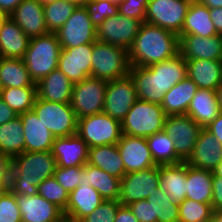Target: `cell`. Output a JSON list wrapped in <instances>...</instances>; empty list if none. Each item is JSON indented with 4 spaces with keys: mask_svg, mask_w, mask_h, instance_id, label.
Returning a JSON list of instances; mask_svg holds the SVG:
<instances>
[{
    "mask_svg": "<svg viewBox=\"0 0 222 222\" xmlns=\"http://www.w3.org/2000/svg\"><path fill=\"white\" fill-rule=\"evenodd\" d=\"M179 53V36L159 26L143 22L128 49L130 66L147 67Z\"/></svg>",
    "mask_w": 222,
    "mask_h": 222,
    "instance_id": "1",
    "label": "cell"
},
{
    "mask_svg": "<svg viewBox=\"0 0 222 222\" xmlns=\"http://www.w3.org/2000/svg\"><path fill=\"white\" fill-rule=\"evenodd\" d=\"M56 167V159L51 151H24L11 159L8 189L15 195H36L38 185L52 177Z\"/></svg>",
    "mask_w": 222,
    "mask_h": 222,
    "instance_id": "2",
    "label": "cell"
},
{
    "mask_svg": "<svg viewBox=\"0 0 222 222\" xmlns=\"http://www.w3.org/2000/svg\"><path fill=\"white\" fill-rule=\"evenodd\" d=\"M61 49L56 33L49 32L30 39L23 60L35 83L58 68Z\"/></svg>",
    "mask_w": 222,
    "mask_h": 222,
    "instance_id": "3",
    "label": "cell"
},
{
    "mask_svg": "<svg viewBox=\"0 0 222 222\" xmlns=\"http://www.w3.org/2000/svg\"><path fill=\"white\" fill-rule=\"evenodd\" d=\"M166 117L161 104L138 99L121 121L122 134L147 138L164 130Z\"/></svg>",
    "mask_w": 222,
    "mask_h": 222,
    "instance_id": "4",
    "label": "cell"
},
{
    "mask_svg": "<svg viewBox=\"0 0 222 222\" xmlns=\"http://www.w3.org/2000/svg\"><path fill=\"white\" fill-rule=\"evenodd\" d=\"M91 61L92 77L112 81L129 75L128 50L123 47L97 40L93 42Z\"/></svg>",
    "mask_w": 222,
    "mask_h": 222,
    "instance_id": "5",
    "label": "cell"
},
{
    "mask_svg": "<svg viewBox=\"0 0 222 222\" xmlns=\"http://www.w3.org/2000/svg\"><path fill=\"white\" fill-rule=\"evenodd\" d=\"M77 134L88 147L115 145L122 135L121 122L105 112L77 119Z\"/></svg>",
    "mask_w": 222,
    "mask_h": 222,
    "instance_id": "6",
    "label": "cell"
},
{
    "mask_svg": "<svg viewBox=\"0 0 222 222\" xmlns=\"http://www.w3.org/2000/svg\"><path fill=\"white\" fill-rule=\"evenodd\" d=\"M32 110L55 138L77 134V118L70 103L36 98Z\"/></svg>",
    "mask_w": 222,
    "mask_h": 222,
    "instance_id": "7",
    "label": "cell"
},
{
    "mask_svg": "<svg viewBox=\"0 0 222 222\" xmlns=\"http://www.w3.org/2000/svg\"><path fill=\"white\" fill-rule=\"evenodd\" d=\"M107 83L89 76L73 84L70 104L77 119L103 112Z\"/></svg>",
    "mask_w": 222,
    "mask_h": 222,
    "instance_id": "8",
    "label": "cell"
},
{
    "mask_svg": "<svg viewBox=\"0 0 222 222\" xmlns=\"http://www.w3.org/2000/svg\"><path fill=\"white\" fill-rule=\"evenodd\" d=\"M192 0H148L145 22L180 35Z\"/></svg>",
    "mask_w": 222,
    "mask_h": 222,
    "instance_id": "9",
    "label": "cell"
},
{
    "mask_svg": "<svg viewBox=\"0 0 222 222\" xmlns=\"http://www.w3.org/2000/svg\"><path fill=\"white\" fill-rule=\"evenodd\" d=\"M159 187V165L145 170L130 172L121 179L119 202L122 206L145 200L156 194Z\"/></svg>",
    "mask_w": 222,
    "mask_h": 222,
    "instance_id": "10",
    "label": "cell"
},
{
    "mask_svg": "<svg viewBox=\"0 0 222 222\" xmlns=\"http://www.w3.org/2000/svg\"><path fill=\"white\" fill-rule=\"evenodd\" d=\"M56 35L62 48H76L97 41L96 27L92 24L84 6L76 7Z\"/></svg>",
    "mask_w": 222,
    "mask_h": 222,
    "instance_id": "11",
    "label": "cell"
},
{
    "mask_svg": "<svg viewBox=\"0 0 222 222\" xmlns=\"http://www.w3.org/2000/svg\"><path fill=\"white\" fill-rule=\"evenodd\" d=\"M202 127L188 115H169L164 131L175 142L177 156L186 162L191 156Z\"/></svg>",
    "mask_w": 222,
    "mask_h": 222,
    "instance_id": "12",
    "label": "cell"
},
{
    "mask_svg": "<svg viewBox=\"0 0 222 222\" xmlns=\"http://www.w3.org/2000/svg\"><path fill=\"white\" fill-rule=\"evenodd\" d=\"M137 100L135 84L130 75L108 81L103 112L121 122Z\"/></svg>",
    "mask_w": 222,
    "mask_h": 222,
    "instance_id": "13",
    "label": "cell"
},
{
    "mask_svg": "<svg viewBox=\"0 0 222 222\" xmlns=\"http://www.w3.org/2000/svg\"><path fill=\"white\" fill-rule=\"evenodd\" d=\"M141 22L117 13L105 19L97 28V40L128 50L138 34Z\"/></svg>",
    "mask_w": 222,
    "mask_h": 222,
    "instance_id": "14",
    "label": "cell"
},
{
    "mask_svg": "<svg viewBox=\"0 0 222 222\" xmlns=\"http://www.w3.org/2000/svg\"><path fill=\"white\" fill-rule=\"evenodd\" d=\"M93 43L78 47L62 48L58 60V69L73 83H79L91 76Z\"/></svg>",
    "mask_w": 222,
    "mask_h": 222,
    "instance_id": "15",
    "label": "cell"
},
{
    "mask_svg": "<svg viewBox=\"0 0 222 222\" xmlns=\"http://www.w3.org/2000/svg\"><path fill=\"white\" fill-rule=\"evenodd\" d=\"M117 148L126 174L156 166L146 138L122 134Z\"/></svg>",
    "mask_w": 222,
    "mask_h": 222,
    "instance_id": "16",
    "label": "cell"
},
{
    "mask_svg": "<svg viewBox=\"0 0 222 222\" xmlns=\"http://www.w3.org/2000/svg\"><path fill=\"white\" fill-rule=\"evenodd\" d=\"M16 202L22 222H61L65 218L61 208L38 193L32 196L16 195Z\"/></svg>",
    "mask_w": 222,
    "mask_h": 222,
    "instance_id": "17",
    "label": "cell"
},
{
    "mask_svg": "<svg viewBox=\"0 0 222 222\" xmlns=\"http://www.w3.org/2000/svg\"><path fill=\"white\" fill-rule=\"evenodd\" d=\"M179 53L185 60L206 59L222 61V35L200 37L179 36Z\"/></svg>",
    "mask_w": 222,
    "mask_h": 222,
    "instance_id": "18",
    "label": "cell"
},
{
    "mask_svg": "<svg viewBox=\"0 0 222 222\" xmlns=\"http://www.w3.org/2000/svg\"><path fill=\"white\" fill-rule=\"evenodd\" d=\"M51 152L58 167H74L87 163L89 147L78 134H74L55 138Z\"/></svg>",
    "mask_w": 222,
    "mask_h": 222,
    "instance_id": "19",
    "label": "cell"
},
{
    "mask_svg": "<svg viewBox=\"0 0 222 222\" xmlns=\"http://www.w3.org/2000/svg\"><path fill=\"white\" fill-rule=\"evenodd\" d=\"M9 17L31 39L48 34L43 5L37 0H24Z\"/></svg>",
    "mask_w": 222,
    "mask_h": 222,
    "instance_id": "20",
    "label": "cell"
},
{
    "mask_svg": "<svg viewBox=\"0 0 222 222\" xmlns=\"http://www.w3.org/2000/svg\"><path fill=\"white\" fill-rule=\"evenodd\" d=\"M222 160V144L206 128H202L195 148L186 161L188 166L213 171Z\"/></svg>",
    "mask_w": 222,
    "mask_h": 222,
    "instance_id": "21",
    "label": "cell"
},
{
    "mask_svg": "<svg viewBox=\"0 0 222 222\" xmlns=\"http://www.w3.org/2000/svg\"><path fill=\"white\" fill-rule=\"evenodd\" d=\"M129 75L134 81L139 100L162 103L166 92L162 91L161 69L130 66Z\"/></svg>",
    "mask_w": 222,
    "mask_h": 222,
    "instance_id": "22",
    "label": "cell"
},
{
    "mask_svg": "<svg viewBox=\"0 0 222 222\" xmlns=\"http://www.w3.org/2000/svg\"><path fill=\"white\" fill-rule=\"evenodd\" d=\"M103 201L104 198L91 185L80 184L69 193L66 209L63 211L64 216L66 219L80 222Z\"/></svg>",
    "mask_w": 222,
    "mask_h": 222,
    "instance_id": "23",
    "label": "cell"
},
{
    "mask_svg": "<svg viewBox=\"0 0 222 222\" xmlns=\"http://www.w3.org/2000/svg\"><path fill=\"white\" fill-rule=\"evenodd\" d=\"M24 130L25 151H51L55 137L33 110L18 115Z\"/></svg>",
    "mask_w": 222,
    "mask_h": 222,
    "instance_id": "24",
    "label": "cell"
},
{
    "mask_svg": "<svg viewBox=\"0 0 222 222\" xmlns=\"http://www.w3.org/2000/svg\"><path fill=\"white\" fill-rule=\"evenodd\" d=\"M187 76L199 89L216 91L222 84V61L186 60Z\"/></svg>",
    "mask_w": 222,
    "mask_h": 222,
    "instance_id": "25",
    "label": "cell"
},
{
    "mask_svg": "<svg viewBox=\"0 0 222 222\" xmlns=\"http://www.w3.org/2000/svg\"><path fill=\"white\" fill-rule=\"evenodd\" d=\"M37 97L44 101L70 103L73 83L58 68L36 83Z\"/></svg>",
    "mask_w": 222,
    "mask_h": 222,
    "instance_id": "26",
    "label": "cell"
},
{
    "mask_svg": "<svg viewBox=\"0 0 222 222\" xmlns=\"http://www.w3.org/2000/svg\"><path fill=\"white\" fill-rule=\"evenodd\" d=\"M187 163L159 165V187L167 192L172 202L186 198Z\"/></svg>",
    "mask_w": 222,
    "mask_h": 222,
    "instance_id": "27",
    "label": "cell"
},
{
    "mask_svg": "<svg viewBox=\"0 0 222 222\" xmlns=\"http://www.w3.org/2000/svg\"><path fill=\"white\" fill-rule=\"evenodd\" d=\"M29 42L30 38L8 17L0 32V57L23 59Z\"/></svg>",
    "mask_w": 222,
    "mask_h": 222,
    "instance_id": "28",
    "label": "cell"
},
{
    "mask_svg": "<svg viewBox=\"0 0 222 222\" xmlns=\"http://www.w3.org/2000/svg\"><path fill=\"white\" fill-rule=\"evenodd\" d=\"M198 90L197 85L186 76L165 93L161 106L167 116L186 115L189 104Z\"/></svg>",
    "mask_w": 222,
    "mask_h": 222,
    "instance_id": "29",
    "label": "cell"
},
{
    "mask_svg": "<svg viewBox=\"0 0 222 222\" xmlns=\"http://www.w3.org/2000/svg\"><path fill=\"white\" fill-rule=\"evenodd\" d=\"M196 35L211 37L218 35L211 20L210 10L198 0H192L179 36Z\"/></svg>",
    "mask_w": 222,
    "mask_h": 222,
    "instance_id": "30",
    "label": "cell"
},
{
    "mask_svg": "<svg viewBox=\"0 0 222 222\" xmlns=\"http://www.w3.org/2000/svg\"><path fill=\"white\" fill-rule=\"evenodd\" d=\"M220 113L216 91L199 89L192 98L187 114L202 128L209 125Z\"/></svg>",
    "mask_w": 222,
    "mask_h": 222,
    "instance_id": "31",
    "label": "cell"
},
{
    "mask_svg": "<svg viewBox=\"0 0 222 222\" xmlns=\"http://www.w3.org/2000/svg\"><path fill=\"white\" fill-rule=\"evenodd\" d=\"M80 184L91 185L105 200H118L121 179L111 176L100 168L85 164L82 168Z\"/></svg>",
    "mask_w": 222,
    "mask_h": 222,
    "instance_id": "32",
    "label": "cell"
},
{
    "mask_svg": "<svg viewBox=\"0 0 222 222\" xmlns=\"http://www.w3.org/2000/svg\"><path fill=\"white\" fill-rule=\"evenodd\" d=\"M87 164L96 166L118 179H122L126 174L117 144L89 148Z\"/></svg>",
    "mask_w": 222,
    "mask_h": 222,
    "instance_id": "33",
    "label": "cell"
},
{
    "mask_svg": "<svg viewBox=\"0 0 222 222\" xmlns=\"http://www.w3.org/2000/svg\"><path fill=\"white\" fill-rule=\"evenodd\" d=\"M0 82L2 88L37 87L21 58L0 57Z\"/></svg>",
    "mask_w": 222,
    "mask_h": 222,
    "instance_id": "34",
    "label": "cell"
},
{
    "mask_svg": "<svg viewBox=\"0 0 222 222\" xmlns=\"http://www.w3.org/2000/svg\"><path fill=\"white\" fill-rule=\"evenodd\" d=\"M213 172L187 165L186 198L201 203H212Z\"/></svg>",
    "mask_w": 222,
    "mask_h": 222,
    "instance_id": "35",
    "label": "cell"
},
{
    "mask_svg": "<svg viewBox=\"0 0 222 222\" xmlns=\"http://www.w3.org/2000/svg\"><path fill=\"white\" fill-rule=\"evenodd\" d=\"M24 130L20 117L0 125V153L11 159L25 151Z\"/></svg>",
    "mask_w": 222,
    "mask_h": 222,
    "instance_id": "36",
    "label": "cell"
},
{
    "mask_svg": "<svg viewBox=\"0 0 222 222\" xmlns=\"http://www.w3.org/2000/svg\"><path fill=\"white\" fill-rule=\"evenodd\" d=\"M146 140L156 165L183 162L175 152V142L164 130L147 137Z\"/></svg>",
    "mask_w": 222,
    "mask_h": 222,
    "instance_id": "37",
    "label": "cell"
},
{
    "mask_svg": "<svg viewBox=\"0 0 222 222\" xmlns=\"http://www.w3.org/2000/svg\"><path fill=\"white\" fill-rule=\"evenodd\" d=\"M161 69L162 91L168 92L174 85L187 76L186 60L178 53L175 57L150 65Z\"/></svg>",
    "mask_w": 222,
    "mask_h": 222,
    "instance_id": "38",
    "label": "cell"
},
{
    "mask_svg": "<svg viewBox=\"0 0 222 222\" xmlns=\"http://www.w3.org/2000/svg\"><path fill=\"white\" fill-rule=\"evenodd\" d=\"M37 98V87L2 88L1 99L18 115L32 110Z\"/></svg>",
    "mask_w": 222,
    "mask_h": 222,
    "instance_id": "39",
    "label": "cell"
},
{
    "mask_svg": "<svg viewBox=\"0 0 222 222\" xmlns=\"http://www.w3.org/2000/svg\"><path fill=\"white\" fill-rule=\"evenodd\" d=\"M147 201L152 206L153 218L158 222H178L179 203L172 202L166 191L160 187L156 188V194H150Z\"/></svg>",
    "mask_w": 222,
    "mask_h": 222,
    "instance_id": "40",
    "label": "cell"
},
{
    "mask_svg": "<svg viewBox=\"0 0 222 222\" xmlns=\"http://www.w3.org/2000/svg\"><path fill=\"white\" fill-rule=\"evenodd\" d=\"M77 5L67 0H54L43 6L48 32L56 33L70 18Z\"/></svg>",
    "mask_w": 222,
    "mask_h": 222,
    "instance_id": "41",
    "label": "cell"
},
{
    "mask_svg": "<svg viewBox=\"0 0 222 222\" xmlns=\"http://www.w3.org/2000/svg\"><path fill=\"white\" fill-rule=\"evenodd\" d=\"M213 212L212 204L185 198L179 203L178 222H208Z\"/></svg>",
    "mask_w": 222,
    "mask_h": 222,
    "instance_id": "42",
    "label": "cell"
},
{
    "mask_svg": "<svg viewBox=\"0 0 222 222\" xmlns=\"http://www.w3.org/2000/svg\"><path fill=\"white\" fill-rule=\"evenodd\" d=\"M37 191L40 196L56 204L63 211L66 209L69 193L56 181L54 176L45 179L38 185Z\"/></svg>",
    "mask_w": 222,
    "mask_h": 222,
    "instance_id": "43",
    "label": "cell"
},
{
    "mask_svg": "<svg viewBox=\"0 0 222 222\" xmlns=\"http://www.w3.org/2000/svg\"><path fill=\"white\" fill-rule=\"evenodd\" d=\"M84 7L87 9L90 20L96 28L108 17L119 13L118 3L109 0H88Z\"/></svg>",
    "mask_w": 222,
    "mask_h": 222,
    "instance_id": "44",
    "label": "cell"
},
{
    "mask_svg": "<svg viewBox=\"0 0 222 222\" xmlns=\"http://www.w3.org/2000/svg\"><path fill=\"white\" fill-rule=\"evenodd\" d=\"M0 222H22L16 195L9 189L0 194Z\"/></svg>",
    "mask_w": 222,
    "mask_h": 222,
    "instance_id": "45",
    "label": "cell"
},
{
    "mask_svg": "<svg viewBox=\"0 0 222 222\" xmlns=\"http://www.w3.org/2000/svg\"><path fill=\"white\" fill-rule=\"evenodd\" d=\"M81 166L74 167H56L54 178L56 181L68 192H72L80 185L82 180V168Z\"/></svg>",
    "mask_w": 222,
    "mask_h": 222,
    "instance_id": "46",
    "label": "cell"
},
{
    "mask_svg": "<svg viewBox=\"0 0 222 222\" xmlns=\"http://www.w3.org/2000/svg\"><path fill=\"white\" fill-rule=\"evenodd\" d=\"M121 206L119 200H105L80 222H114L118 208Z\"/></svg>",
    "mask_w": 222,
    "mask_h": 222,
    "instance_id": "47",
    "label": "cell"
},
{
    "mask_svg": "<svg viewBox=\"0 0 222 222\" xmlns=\"http://www.w3.org/2000/svg\"><path fill=\"white\" fill-rule=\"evenodd\" d=\"M148 0H121L118 3L119 14L145 22Z\"/></svg>",
    "mask_w": 222,
    "mask_h": 222,
    "instance_id": "48",
    "label": "cell"
},
{
    "mask_svg": "<svg viewBox=\"0 0 222 222\" xmlns=\"http://www.w3.org/2000/svg\"><path fill=\"white\" fill-rule=\"evenodd\" d=\"M128 207L139 222H158L157 218H153L152 206L147 199L135 201Z\"/></svg>",
    "mask_w": 222,
    "mask_h": 222,
    "instance_id": "49",
    "label": "cell"
},
{
    "mask_svg": "<svg viewBox=\"0 0 222 222\" xmlns=\"http://www.w3.org/2000/svg\"><path fill=\"white\" fill-rule=\"evenodd\" d=\"M11 158L0 153V194L9 188Z\"/></svg>",
    "mask_w": 222,
    "mask_h": 222,
    "instance_id": "50",
    "label": "cell"
},
{
    "mask_svg": "<svg viewBox=\"0 0 222 222\" xmlns=\"http://www.w3.org/2000/svg\"><path fill=\"white\" fill-rule=\"evenodd\" d=\"M212 208L214 212H222V177H212Z\"/></svg>",
    "mask_w": 222,
    "mask_h": 222,
    "instance_id": "51",
    "label": "cell"
},
{
    "mask_svg": "<svg viewBox=\"0 0 222 222\" xmlns=\"http://www.w3.org/2000/svg\"><path fill=\"white\" fill-rule=\"evenodd\" d=\"M18 114L0 98V125L14 120Z\"/></svg>",
    "mask_w": 222,
    "mask_h": 222,
    "instance_id": "52",
    "label": "cell"
},
{
    "mask_svg": "<svg viewBox=\"0 0 222 222\" xmlns=\"http://www.w3.org/2000/svg\"><path fill=\"white\" fill-rule=\"evenodd\" d=\"M114 222H139L128 206H120Z\"/></svg>",
    "mask_w": 222,
    "mask_h": 222,
    "instance_id": "53",
    "label": "cell"
},
{
    "mask_svg": "<svg viewBox=\"0 0 222 222\" xmlns=\"http://www.w3.org/2000/svg\"><path fill=\"white\" fill-rule=\"evenodd\" d=\"M209 130L217 139L220 144H222V112L205 127Z\"/></svg>",
    "mask_w": 222,
    "mask_h": 222,
    "instance_id": "54",
    "label": "cell"
},
{
    "mask_svg": "<svg viewBox=\"0 0 222 222\" xmlns=\"http://www.w3.org/2000/svg\"><path fill=\"white\" fill-rule=\"evenodd\" d=\"M209 10L217 34L222 35V8H213Z\"/></svg>",
    "mask_w": 222,
    "mask_h": 222,
    "instance_id": "55",
    "label": "cell"
},
{
    "mask_svg": "<svg viewBox=\"0 0 222 222\" xmlns=\"http://www.w3.org/2000/svg\"><path fill=\"white\" fill-rule=\"evenodd\" d=\"M24 0H0V13L10 15Z\"/></svg>",
    "mask_w": 222,
    "mask_h": 222,
    "instance_id": "56",
    "label": "cell"
},
{
    "mask_svg": "<svg viewBox=\"0 0 222 222\" xmlns=\"http://www.w3.org/2000/svg\"><path fill=\"white\" fill-rule=\"evenodd\" d=\"M209 9L222 8V0H198Z\"/></svg>",
    "mask_w": 222,
    "mask_h": 222,
    "instance_id": "57",
    "label": "cell"
},
{
    "mask_svg": "<svg viewBox=\"0 0 222 222\" xmlns=\"http://www.w3.org/2000/svg\"><path fill=\"white\" fill-rule=\"evenodd\" d=\"M216 98L220 112H222V84L216 90Z\"/></svg>",
    "mask_w": 222,
    "mask_h": 222,
    "instance_id": "58",
    "label": "cell"
},
{
    "mask_svg": "<svg viewBox=\"0 0 222 222\" xmlns=\"http://www.w3.org/2000/svg\"><path fill=\"white\" fill-rule=\"evenodd\" d=\"M208 222H222V212H213Z\"/></svg>",
    "mask_w": 222,
    "mask_h": 222,
    "instance_id": "59",
    "label": "cell"
},
{
    "mask_svg": "<svg viewBox=\"0 0 222 222\" xmlns=\"http://www.w3.org/2000/svg\"><path fill=\"white\" fill-rule=\"evenodd\" d=\"M212 172L215 176L222 177V160L217 164L216 168Z\"/></svg>",
    "mask_w": 222,
    "mask_h": 222,
    "instance_id": "60",
    "label": "cell"
},
{
    "mask_svg": "<svg viewBox=\"0 0 222 222\" xmlns=\"http://www.w3.org/2000/svg\"><path fill=\"white\" fill-rule=\"evenodd\" d=\"M9 16L3 13H0V32L2 29V26L4 24V21L8 18Z\"/></svg>",
    "mask_w": 222,
    "mask_h": 222,
    "instance_id": "61",
    "label": "cell"
},
{
    "mask_svg": "<svg viewBox=\"0 0 222 222\" xmlns=\"http://www.w3.org/2000/svg\"><path fill=\"white\" fill-rule=\"evenodd\" d=\"M70 1L74 4H76L77 6H84V4L88 1V0H67Z\"/></svg>",
    "mask_w": 222,
    "mask_h": 222,
    "instance_id": "62",
    "label": "cell"
},
{
    "mask_svg": "<svg viewBox=\"0 0 222 222\" xmlns=\"http://www.w3.org/2000/svg\"><path fill=\"white\" fill-rule=\"evenodd\" d=\"M37 1L44 6L48 3H52L54 0H37Z\"/></svg>",
    "mask_w": 222,
    "mask_h": 222,
    "instance_id": "63",
    "label": "cell"
},
{
    "mask_svg": "<svg viewBox=\"0 0 222 222\" xmlns=\"http://www.w3.org/2000/svg\"><path fill=\"white\" fill-rule=\"evenodd\" d=\"M61 222H76V221H72V220L64 218Z\"/></svg>",
    "mask_w": 222,
    "mask_h": 222,
    "instance_id": "64",
    "label": "cell"
},
{
    "mask_svg": "<svg viewBox=\"0 0 222 222\" xmlns=\"http://www.w3.org/2000/svg\"><path fill=\"white\" fill-rule=\"evenodd\" d=\"M109 1H112L114 3H119L121 0H109Z\"/></svg>",
    "mask_w": 222,
    "mask_h": 222,
    "instance_id": "65",
    "label": "cell"
},
{
    "mask_svg": "<svg viewBox=\"0 0 222 222\" xmlns=\"http://www.w3.org/2000/svg\"><path fill=\"white\" fill-rule=\"evenodd\" d=\"M1 93H2V85H1V82H0V98H1Z\"/></svg>",
    "mask_w": 222,
    "mask_h": 222,
    "instance_id": "66",
    "label": "cell"
}]
</instances>
